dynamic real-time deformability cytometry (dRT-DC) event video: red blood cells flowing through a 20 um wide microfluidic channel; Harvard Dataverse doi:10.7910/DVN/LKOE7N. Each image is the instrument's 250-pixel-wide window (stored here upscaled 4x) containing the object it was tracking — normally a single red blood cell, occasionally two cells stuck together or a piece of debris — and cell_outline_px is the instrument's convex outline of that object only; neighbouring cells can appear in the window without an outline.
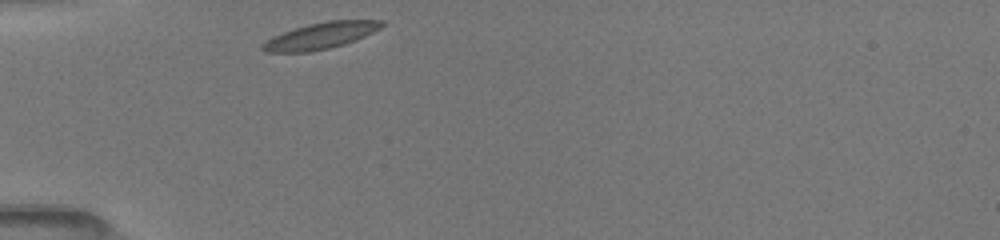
{"species": "common noctule bat (a hibernating species)", "species_latin": "Nyctalus noctula", "temperature_condition": "room temperature", "stored_images_in_passage": 29, "camera_frame_rate_fps": 3000, "um_per_image_px": 0.085, "animal": {"sex": "female", "body_mass_g": 19.5, "forearm_length_mm": 54.1}, "frame": {"image": 1, "passage_image": 1, "time_ms": 0.0, "image_size_px": [1000, 240], "cell_outline_px": [[384, 24], [380, 28], [356, 40], [344, 44], [328, 48], [308, 52], [264, 52], [260, 48], [260, 44], [272, 36], [308, 24], [328, 20], [384, 20]], "centroid_in_image_um": [27.22, 3.04], "position_along_channel_um": 57.8, "area_um2": 18.26}}
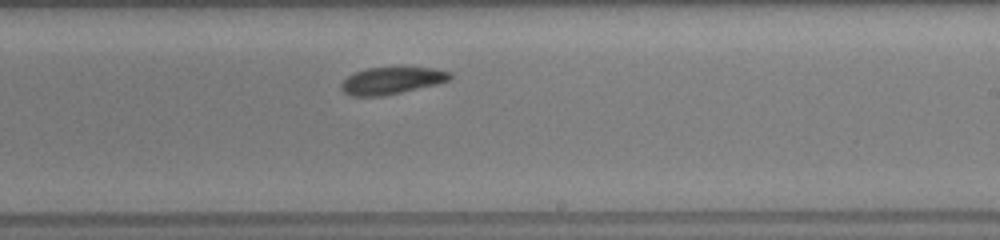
{"frame": {"image": 2, "passage_image": 17, "time_ms": 5.333, "image_size_px": [1000, 240], "cell_outline_px": [[452, 76], [448, 80], [436, 84], [384, 96], [352, 96], [344, 92], [340, 88], [340, 84], [348, 76], [356, 72], [368, 68], [432, 68], [452, 72]], "centroid_in_image_um": [33.27, 6.86], "position_along_channel_um": 255.7, "area_um2": 16.88}}
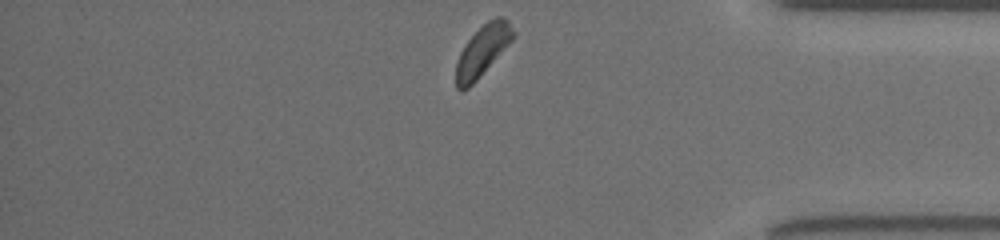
{"frame": {"image": 3, "passage_image": 29, "time_ms": 9.333, "image_size_px": [1000, 240], "cell_outline_px": [[516, 36], [476, 80], [468, 88], [460, 92], [456, 88], [456, 64], [460, 52], [468, 40], [488, 20], [496, 16], [504, 16], [508, 20], [516, 32]], "centroid_in_image_um": [41.04, 4.29], "position_along_channel_um": 394.2, "area_um2": 16.76}, "authors_computed_cell_mechanics": {"area_um2": 17.6868, "velocity_mm_per_s": 3.9301, "shape_relaxation_time_tau1_ms": 3.0564, "shape_relaxation_time_tau2_ms": null, "deformation_change_tau1": 0.0879, "deformation_change_tau2": null}}